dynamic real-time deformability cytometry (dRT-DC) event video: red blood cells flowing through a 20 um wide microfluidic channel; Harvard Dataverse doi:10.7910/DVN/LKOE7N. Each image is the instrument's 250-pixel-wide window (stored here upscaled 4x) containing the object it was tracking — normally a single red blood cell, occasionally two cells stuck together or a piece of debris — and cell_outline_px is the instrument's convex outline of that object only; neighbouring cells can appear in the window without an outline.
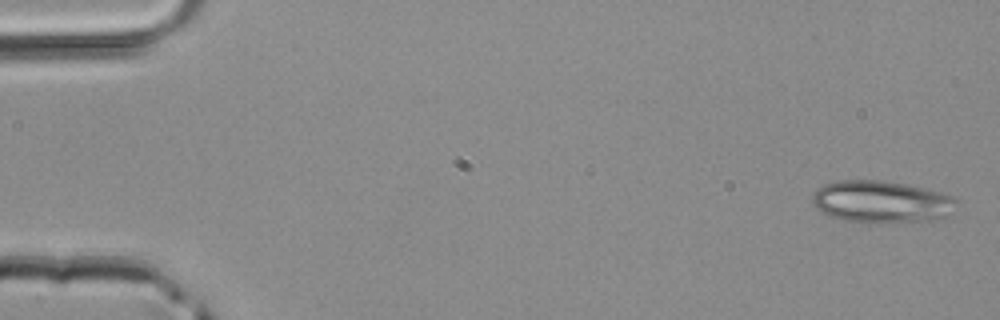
{"species": "common noctule bat (a hibernating species)", "species_latin": "Nyctalus noctula", "temperature_condition": "room temperature", "stored_images_in_passage": 4, "camera_frame_rate_fps": 3000, "um_per_image_px": 0.085, "animal": {"sex": "male", "body_mass_g": 20.4}, "frame": {"image": 1, "passage_image": 1, "time_ms": 0.0, "image_size_px": [1000, 320], "cell_outline_px": [[956, 200], [944, 216], [932, 220], [884, 224], [868, 224], [840, 220], [816, 208], [812, 204], [812, 196], [816, 188], [824, 184], [836, 180], [880, 180], [904, 184], [952, 196]], "centroid_in_image_um": [74.79, 17.17], "position_along_channel_um": 10.2, "area_um2": 35.32}}